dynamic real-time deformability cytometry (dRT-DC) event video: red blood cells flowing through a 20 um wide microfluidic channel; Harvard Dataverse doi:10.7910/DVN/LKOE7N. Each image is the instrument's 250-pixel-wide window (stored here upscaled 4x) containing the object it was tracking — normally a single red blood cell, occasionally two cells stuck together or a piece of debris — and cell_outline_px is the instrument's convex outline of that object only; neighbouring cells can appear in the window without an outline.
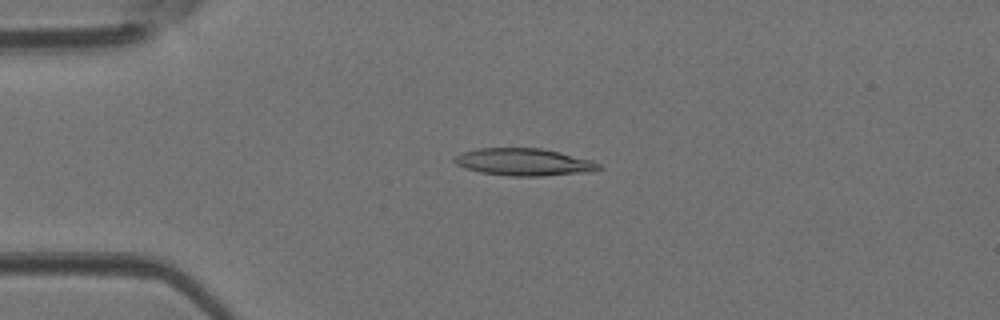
{"species": "Egyptian fruit bat (a non-hibernating species)", "species_latin": "Rousettus aegyptiacus", "temperature_condition": "room temperature", "stored_images_in_passage": 45, "camera_frame_rate_fps": 3000, "um_per_image_px": 0.085, "animal": {"sex": "female"}, "frame": {"image": 1, "passage_image": 11, "time_ms": 3.333, "image_size_px": [1000, 320], "cell_outline_px": [[604, 168], [592, 172], [540, 176], [508, 176], [480, 172], [464, 168], [456, 164], [452, 160], [460, 152], [476, 148], [540, 148], [560, 152], [592, 160], [600, 164]], "centroid_in_image_um": [44.54, 13.77], "position_along_channel_um": 40.5, "area_um2": 23.24}}
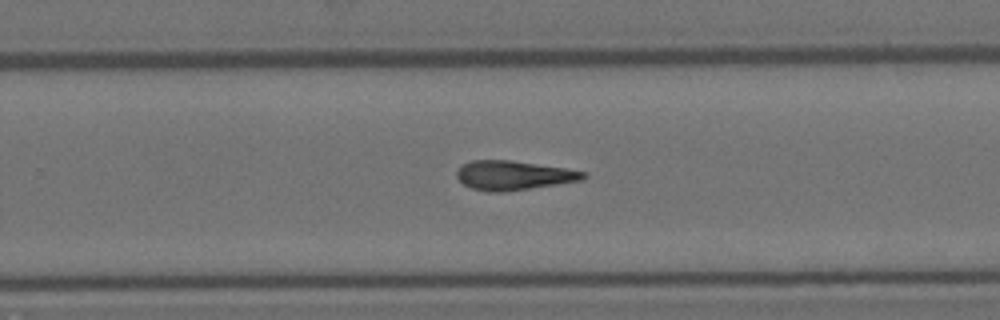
{"frame": {"image": 2, "passage_image": 29, "time_ms": 9.333, "image_size_px": [1000, 320], "cell_outline_px": [[588, 176], [584, 180], [504, 192], [488, 192], [472, 188], [464, 184], [456, 176], [456, 172], [460, 164], [472, 160], [512, 160], [564, 168], [588, 172]], "centroid_in_image_um": [43.65, 14.9], "position_along_channel_um": 286.1, "area_um2": 21.73}}
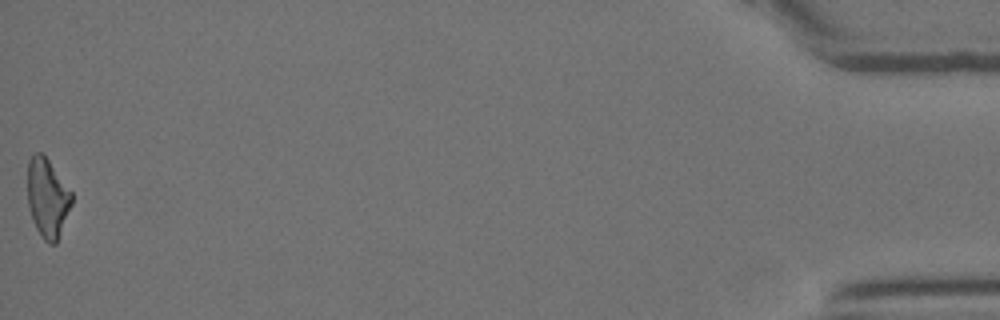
{"frame": {"image": 3, "passage_image": 45, "time_ms": 14.667, "image_size_px": [1000, 320], "cell_outline_px": [[72, 204], [56, 244], [48, 244], [44, 240], [36, 228], [32, 220], [28, 208], [28, 160], [36, 152], [40, 152], [48, 160], [72, 192]], "centroid_in_image_um": [4.03, 16.85], "position_along_channel_um": 431.2, "area_um2": 20.23}}